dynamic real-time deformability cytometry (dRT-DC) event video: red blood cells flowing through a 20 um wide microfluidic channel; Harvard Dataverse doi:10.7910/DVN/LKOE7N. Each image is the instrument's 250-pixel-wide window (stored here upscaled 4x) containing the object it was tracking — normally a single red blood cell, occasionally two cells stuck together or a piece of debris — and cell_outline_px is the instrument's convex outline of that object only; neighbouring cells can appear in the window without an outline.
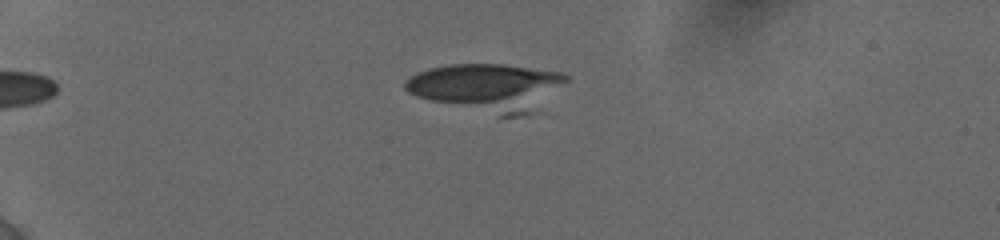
{"species": "human", "species_latin": "Homo sapiens", "temperature_condition": "cold", "stored_images_in_passage": 13, "camera_frame_rate_fps": 3000, "um_per_image_px": 0.085, "donor": {"sex": "female"}, "frame": {"image": 1, "passage_image": 4, "time_ms": 2.333, "image_size_px": [1000, 240], "cell_outline_px": [[572, 76], [568, 80], [524, 116], [500, 116], [432, 100], [416, 96], [408, 92], [404, 88], [404, 80], [416, 72], [428, 68], [448, 64], [500, 64], [560, 72]], "centroid_in_image_um": [41.35, 7.39], "position_along_channel_um": 43.6, "area_um2": 43.81}}
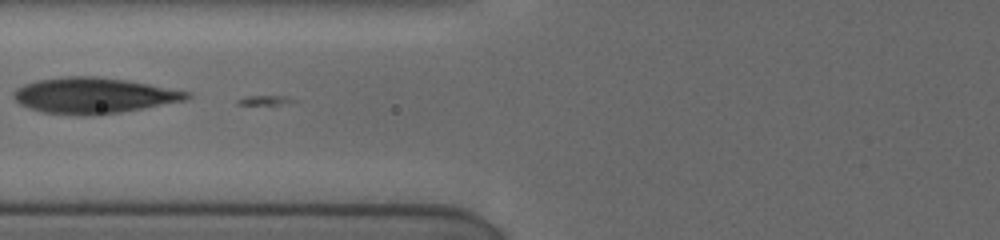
{"frame": {"image": 2, "passage_image": 8, "time_ms": 5.667, "image_size_px": [1000, 240], "cell_outline_px": [[192, 96], [188, 100], [120, 112], [96, 116], [76, 116], [44, 112], [20, 104], [12, 96], [12, 92], [16, 88], [24, 84], [40, 80], [68, 76], [96, 76], [128, 80], [192, 92]], "centroid_in_image_um": [8.0, 8.12], "position_along_channel_um": 117.8, "area_um2": 36.3}}
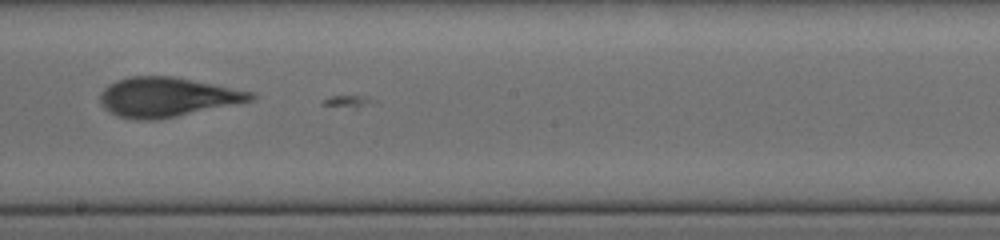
{"frame": {"image": 3, "passage_image": 12, "time_ms": 8.667, "image_size_px": [1000, 240], "cell_outline_px": [[256, 96], [252, 100], [176, 116], [156, 120], [136, 120], [116, 116], [108, 112], [100, 104], [100, 92], [108, 84], [116, 80], [132, 76], [172, 76], [256, 92]], "centroid_in_image_um": [14.14, 8.25], "position_along_channel_um": 234.1, "area_um2": 34.62}}